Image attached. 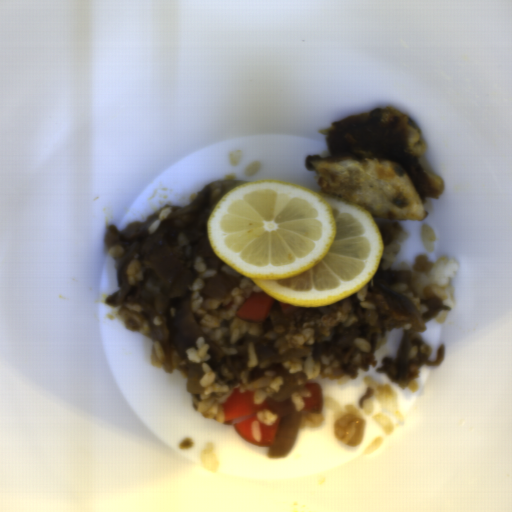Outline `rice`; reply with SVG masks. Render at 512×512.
Masks as SVG:
<instances>
[{"mask_svg":"<svg viewBox=\"0 0 512 512\" xmlns=\"http://www.w3.org/2000/svg\"><path fill=\"white\" fill-rule=\"evenodd\" d=\"M193 268L198 274L191 284L188 306L203 333L222 351V356L237 352L236 341L245 333L261 334L263 322H247L238 317V309L255 293L264 292L251 279L229 265L222 268H207L202 256L195 259ZM234 276L240 285L221 299H208L203 295L205 284L220 273Z\"/></svg>","mask_w":512,"mask_h":512,"instance_id":"rice-1","label":"rice"},{"mask_svg":"<svg viewBox=\"0 0 512 512\" xmlns=\"http://www.w3.org/2000/svg\"><path fill=\"white\" fill-rule=\"evenodd\" d=\"M197 347H188L186 350L187 359L197 365H201L204 371V376L198 378L203 390L200 394V401L198 403V413L207 419H214L217 422H224L225 413L222 405L233 394L235 388H239V392L246 390H253L254 403L261 404L267 398L269 400L283 385L284 380L277 372L270 370L265 372L264 375L257 379H249V373L252 368L266 369L270 368L273 361H260L256 352L255 346L251 341L248 343L247 352L248 357L245 367L240 375L239 383H234L231 386L220 381L212 368L207 362L211 358L207 354L211 344H207L203 338L196 341Z\"/></svg>","mask_w":512,"mask_h":512,"instance_id":"rice-2","label":"rice"},{"mask_svg":"<svg viewBox=\"0 0 512 512\" xmlns=\"http://www.w3.org/2000/svg\"><path fill=\"white\" fill-rule=\"evenodd\" d=\"M409 233L400 231L386 246L381 256V271H410V283L394 282L386 287L407 297L414 304L419 313L426 312L427 299L439 298L443 307H454L453 292L450 279L458 271V261L441 256L431 262L424 255L416 256L412 266L408 262L394 265L393 261Z\"/></svg>","mask_w":512,"mask_h":512,"instance_id":"rice-3","label":"rice"},{"mask_svg":"<svg viewBox=\"0 0 512 512\" xmlns=\"http://www.w3.org/2000/svg\"><path fill=\"white\" fill-rule=\"evenodd\" d=\"M287 346L290 349H308L306 355L294 357L283 361V366L291 374L295 371H303L306 379L312 381L319 375L331 376L334 368L339 366L340 362L336 356H323L316 360L312 354L314 346V330L310 326L302 328L299 332H289L285 335Z\"/></svg>","mask_w":512,"mask_h":512,"instance_id":"rice-4","label":"rice"},{"mask_svg":"<svg viewBox=\"0 0 512 512\" xmlns=\"http://www.w3.org/2000/svg\"><path fill=\"white\" fill-rule=\"evenodd\" d=\"M366 391L359 401L360 408L383 430L385 434H391L394 426L389 417L384 413L376 412L374 399L378 404L399 422H404V415L398 408V395L390 384L377 385L369 376L364 379Z\"/></svg>","mask_w":512,"mask_h":512,"instance_id":"rice-5","label":"rice"},{"mask_svg":"<svg viewBox=\"0 0 512 512\" xmlns=\"http://www.w3.org/2000/svg\"><path fill=\"white\" fill-rule=\"evenodd\" d=\"M344 410L334 423L335 435L347 447H359L365 434V421L352 405H345Z\"/></svg>","mask_w":512,"mask_h":512,"instance_id":"rice-6","label":"rice"},{"mask_svg":"<svg viewBox=\"0 0 512 512\" xmlns=\"http://www.w3.org/2000/svg\"><path fill=\"white\" fill-rule=\"evenodd\" d=\"M312 397L311 392L307 390H297L292 394V401L294 410L302 413L297 428L305 426H319L323 421V414L321 411H308L304 410L306 404L304 398Z\"/></svg>","mask_w":512,"mask_h":512,"instance_id":"rice-7","label":"rice"},{"mask_svg":"<svg viewBox=\"0 0 512 512\" xmlns=\"http://www.w3.org/2000/svg\"><path fill=\"white\" fill-rule=\"evenodd\" d=\"M257 420H254L251 424L252 435L256 442L262 440V428L261 424L271 425L278 420V416L271 412L270 408H265L262 411L257 412Z\"/></svg>","mask_w":512,"mask_h":512,"instance_id":"rice-8","label":"rice"},{"mask_svg":"<svg viewBox=\"0 0 512 512\" xmlns=\"http://www.w3.org/2000/svg\"><path fill=\"white\" fill-rule=\"evenodd\" d=\"M126 275L128 278V284L134 286L135 282H141L144 278L141 270V264L138 259L130 261L126 267Z\"/></svg>","mask_w":512,"mask_h":512,"instance_id":"rice-9","label":"rice"},{"mask_svg":"<svg viewBox=\"0 0 512 512\" xmlns=\"http://www.w3.org/2000/svg\"><path fill=\"white\" fill-rule=\"evenodd\" d=\"M420 230L423 248L431 253L434 250V242L436 240L434 230L429 224H423Z\"/></svg>","mask_w":512,"mask_h":512,"instance_id":"rice-10","label":"rice"},{"mask_svg":"<svg viewBox=\"0 0 512 512\" xmlns=\"http://www.w3.org/2000/svg\"><path fill=\"white\" fill-rule=\"evenodd\" d=\"M172 207H167L162 210L159 216L148 226V231L150 234H153L159 228V225L162 221H165L166 218L171 214Z\"/></svg>","mask_w":512,"mask_h":512,"instance_id":"rice-11","label":"rice"},{"mask_svg":"<svg viewBox=\"0 0 512 512\" xmlns=\"http://www.w3.org/2000/svg\"><path fill=\"white\" fill-rule=\"evenodd\" d=\"M367 291H368V282L362 286L360 289L357 290V298L359 300L361 308L366 309H375L374 303L365 301L367 298Z\"/></svg>","mask_w":512,"mask_h":512,"instance_id":"rice-12","label":"rice"},{"mask_svg":"<svg viewBox=\"0 0 512 512\" xmlns=\"http://www.w3.org/2000/svg\"><path fill=\"white\" fill-rule=\"evenodd\" d=\"M354 345L359 349L360 352H370L371 350V346L370 344L361 339V338H355L354 341H353Z\"/></svg>","mask_w":512,"mask_h":512,"instance_id":"rice-13","label":"rice"}]
</instances>
